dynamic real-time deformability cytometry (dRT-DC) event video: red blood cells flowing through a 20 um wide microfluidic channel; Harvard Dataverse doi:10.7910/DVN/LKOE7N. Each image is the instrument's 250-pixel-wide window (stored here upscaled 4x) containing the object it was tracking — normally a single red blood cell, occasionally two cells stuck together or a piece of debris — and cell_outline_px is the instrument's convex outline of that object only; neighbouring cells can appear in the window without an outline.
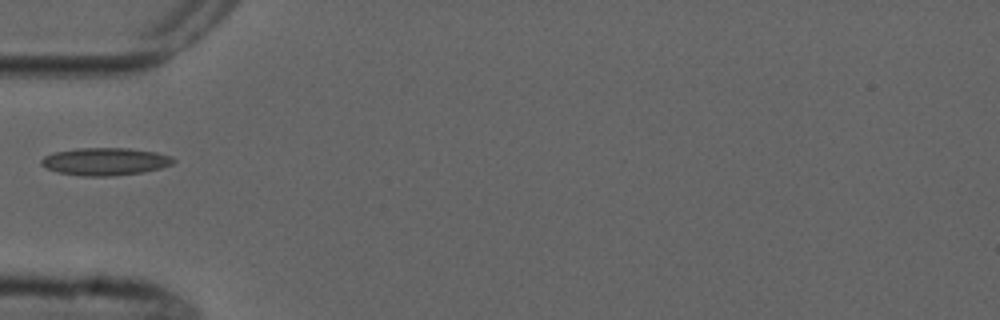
{"species": "common noctule bat (a hibernating species)", "species_latin": "Nyctalus noctula", "temperature_condition": "cold", "stored_images_in_passage": 1, "camera_frame_rate_fps": 3000, "um_per_image_px": 0.085, "animal": {"sex": "male", "forearm_length_mm": 52.5}, "frame": {"image": 1, "passage_image": 1, "time_ms": 0.0, "image_size_px": [1000, 320], "cell_outline_px": [[176, 160], [172, 164], [160, 168], [144, 172], [112, 176], [84, 176], [60, 172], [48, 168], [40, 164], [40, 160], [44, 156], [56, 152], [76, 148], [128, 148], [156, 152], [172, 156]], "centroid_in_image_um": [8.97, 13.72], "position_along_channel_um": 76.0, "area_um2": 21.15}}